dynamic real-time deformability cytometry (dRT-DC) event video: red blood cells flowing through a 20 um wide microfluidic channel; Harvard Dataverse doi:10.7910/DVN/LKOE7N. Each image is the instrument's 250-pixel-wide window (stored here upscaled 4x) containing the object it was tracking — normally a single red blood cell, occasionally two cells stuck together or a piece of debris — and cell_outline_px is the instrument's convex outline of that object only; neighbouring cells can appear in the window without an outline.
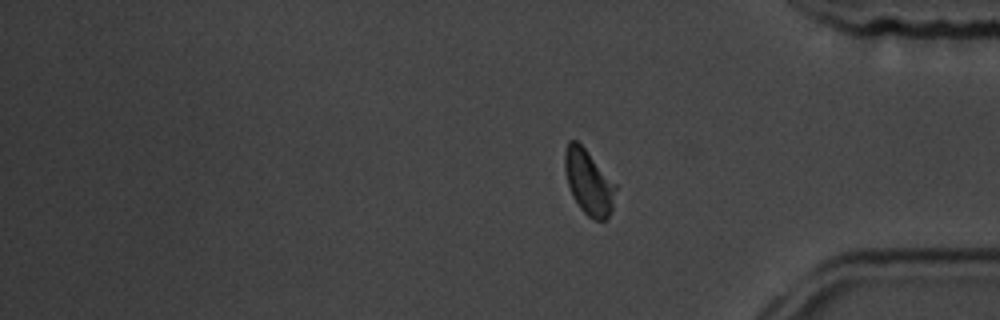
{"species": "common noctule bat (a hibernating species)", "species_latin": "Nyctalus noctula", "temperature_condition": "room temperature", "stored_images_in_passage": 16, "segment_of_instrument_passage": [2, 2], "camera_frame_rate_fps": 3000, "um_per_image_px": 0.085, "animal": {"sex": "male", "body_mass_g": 19.5, "forearm_length_mm": 54.6}, "frame": {"image": 1, "passage_image": 16, "time_ms": 18.333, "image_size_px": [1000, 320], "cell_outline_px": [[616, 188], [612, 212], [604, 220], [596, 220], [588, 216], [580, 208], [572, 196], [568, 184], [564, 168], [564, 152], [568, 140], [576, 140], [584, 148], [616, 184]], "centroid_in_image_um": [50.02, 15.49], "position_along_channel_um": 385.2, "area_um2": 19.07}}